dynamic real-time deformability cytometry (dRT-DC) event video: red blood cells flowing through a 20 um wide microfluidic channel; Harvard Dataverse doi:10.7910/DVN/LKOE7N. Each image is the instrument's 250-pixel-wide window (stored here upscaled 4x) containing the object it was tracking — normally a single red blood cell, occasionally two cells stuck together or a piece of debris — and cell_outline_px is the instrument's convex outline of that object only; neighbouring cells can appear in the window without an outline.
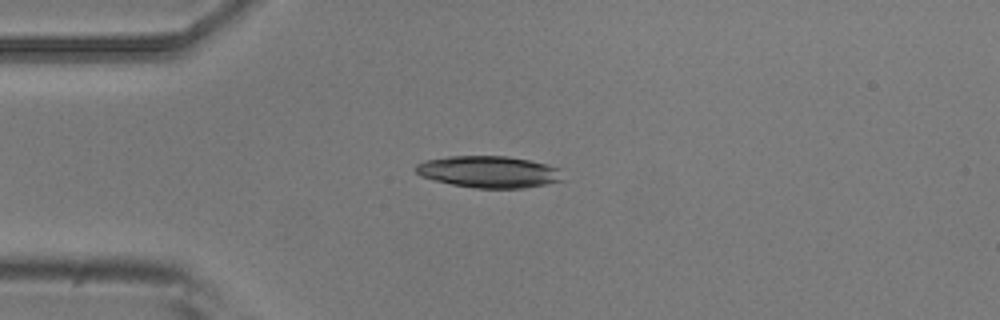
{"species": "common noctule bat (a hibernating species)", "species_latin": "Nyctalus noctula", "temperature_condition": "room temperature", "stored_images_in_passage": 5, "camera_frame_rate_fps": 3000, "um_per_image_px": 0.085, "animal": {"sex": "male", "body_mass_g": 20.5, "forearm_length_mm": 52.5}, "frame": {"image": 1, "passage_image": 3, "time_ms": 0.667, "image_size_px": [1000, 320], "cell_outline_px": [[564, 180], [524, 188], [476, 188], [452, 184], [432, 180], [420, 176], [412, 168], [416, 164], [424, 160], [448, 156], [508, 156], [548, 164], [560, 168]], "centroid_in_image_um": [41.52, 14.6], "position_along_channel_um": 43.5, "area_um2": 27.46}}
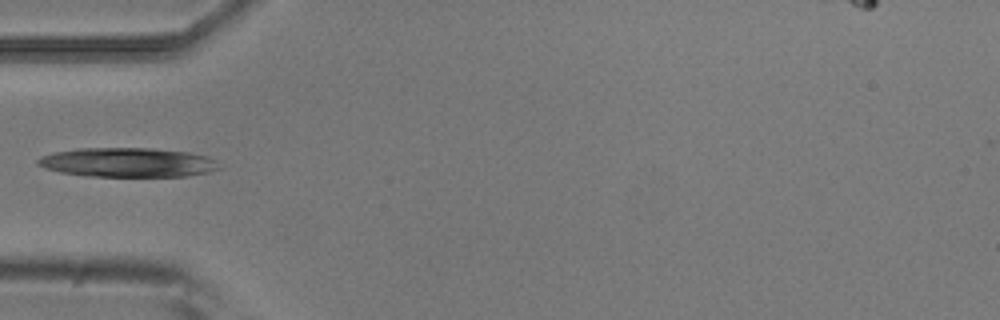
{"frame": {"image": 2, "passage_image": 4, "time_ms": 1.0, "image_size_px": [1000, 320], "cell_outline_px": [[220, 168], [208, 172], [188, 176], [84, 176], [60, 172], [44, 168], [36, 164], [36, 160], [40, 156], [56, 152], [80, 148], [152, 148], [188, 152], [208, 156], [216, 160]], "centroid_in_image_um": [10.84, 13.8], "position_along_channel_um": 74.2, "area_um2": 31.04}}
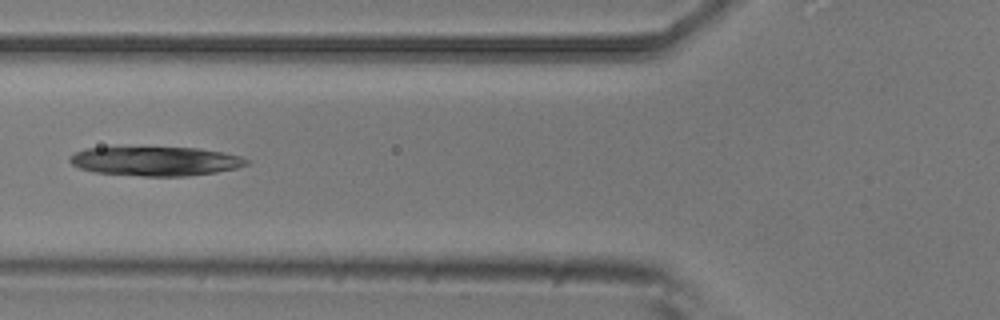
{"frame": {"image": 3, "passage_image": 5, "time_ms": 1.333, "image_size_px": [1000, 320], "cell_outline_px": [[252, 160], [248, 164], [236, 168], [216, 172], [188, 176], [144, 176], [92, 172], [80, 168], [72, 164], [68, 160], [76, 152], [84, 148], [196, 148], [224, 152], [240, 156]], "centroid_in_image_um": [13.26, 13.71], "position_along_channel_um": 112.5, "area_um2": 29.88}}